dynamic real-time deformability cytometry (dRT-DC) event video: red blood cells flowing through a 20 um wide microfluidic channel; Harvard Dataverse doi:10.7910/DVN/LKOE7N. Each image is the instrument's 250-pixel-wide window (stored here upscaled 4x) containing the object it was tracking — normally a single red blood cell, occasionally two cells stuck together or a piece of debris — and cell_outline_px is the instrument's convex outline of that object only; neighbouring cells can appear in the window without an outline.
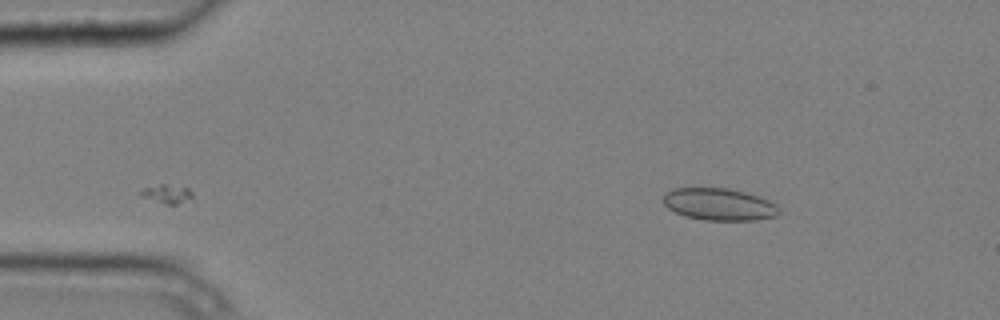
{"species": "common noctule bat (a hibernating species)", "species_latin": "Nyctalus noctula", "temperature_condition": "cold", "stored_images_in_passage": 3, "camera_frame_rate_fps": 3000, "um_per_image_px": 0.085, "animal": {"sex": "male", "body_mass_g": 20.4}, "frame": {"image": 1, "passage_image": 3, "time_ms": 0.667, "image_size_px": [1000, 320], "cell_outline_px": [[780, 212], [776, 216], [756, 220], [704, 220], [684, 216], [668, 208], [664, 204], [664, 192], [672, 188], [728, 188], [760, 196], [776, 204], [780, 208]], "centroid_in_image_um": [61.13, 17.36], "position_along_channel_um": 23.9, "area_um2": 21.79}}